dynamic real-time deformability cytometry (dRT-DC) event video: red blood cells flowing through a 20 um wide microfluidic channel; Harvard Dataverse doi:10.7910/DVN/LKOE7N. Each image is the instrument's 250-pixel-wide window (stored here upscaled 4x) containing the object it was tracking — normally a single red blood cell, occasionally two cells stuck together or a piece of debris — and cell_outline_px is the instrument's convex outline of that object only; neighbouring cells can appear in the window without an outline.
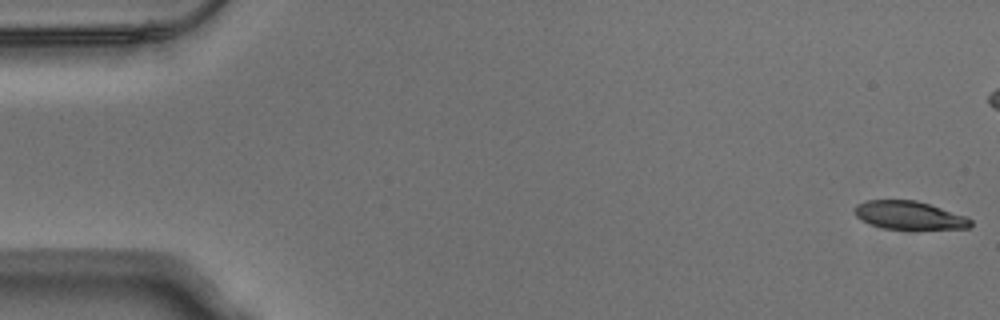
{"species": "Egyptian fruit bat (a non-hibernating species)", "species_latin": "Rousettus aegyptiacus", "temperature_condition": "warm", "stored_images_in_passage": 54, "camera_frame_rate_fps": 3000, "um_per_image_px": 0.085, "animal": {"sex": "male"}, "frame": {"image": 1, "passage_image": 1, "time_ms": 0.0, "image_size_px": [1000, 320], "cell_outline_px": [[972, 224], [968, 228], [884, 228], [872, 224], [856, 216], [852, 212], [852, 208], [856, 204], [864, 200], [916, 200], [964, 216], [972, 220]], "centroid_in_image_um": [77.2, 18.27], "position_along_channel_um": 7.8, "area_um2": 18.61}}
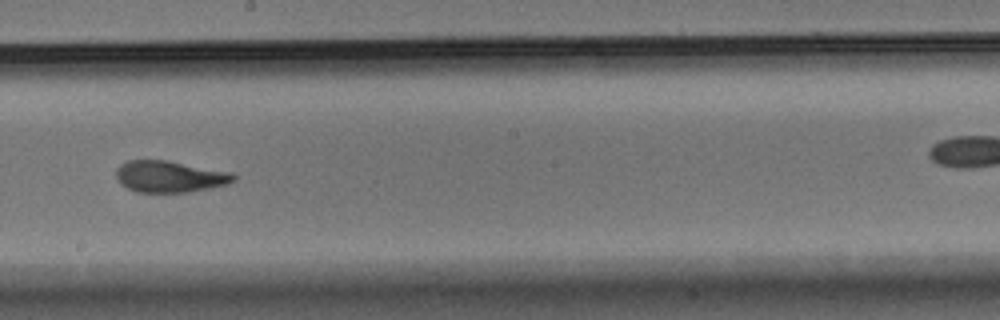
{"frame": {"image": 2, "passage_image": 30, "time_ms": 9.667, "image_size_px": [1000, 320], "cell_outline_px": [[236, 180], [228, 184], [188, 192], [136, 192], [120, 184], [116, 176], [116, 168], [120, 164], [128, 160], [168, 160], [232, 172], [236, 176]], "centroid_in_image_um": [14.42, 15.0], "position_along_channel_um": 233.8, "area_um2": 21.73}}
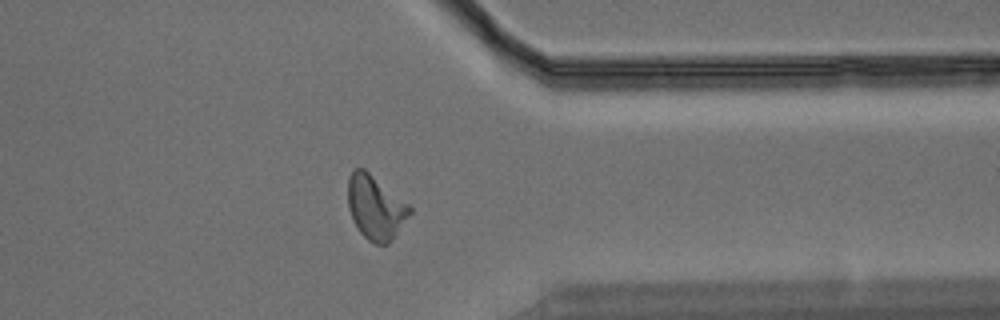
{"frame": {"image": 3, "passage_image": 42, "time_ms": 13.667, "image_size_px": [1000, 320], "cell_outline_px": [[412, 212], [392, 240], [388, 244], [376, 244], [368, 240], [360, 232], [352, 220], [348, 208], [348, 180], [352, 172], [356, 168], [364, 168], [408, 204], [412, 208]], "centroid_in_image_um": [31.91, 17.65], "position_along_channel_um": 379.5, "area_um2": 22.89}, "authors_computed_cell_mechanics": {"area_um2": 21.8484, "velocity_mm_per_s": 3.8215, "shape_relaxation_time_tau1_ms": 5.814, "shape_relaxation_time_tau2_ms": 1.8065, "deformation_change_tau1": 0.2498, "deformation_change_tau2": 0.0871}}